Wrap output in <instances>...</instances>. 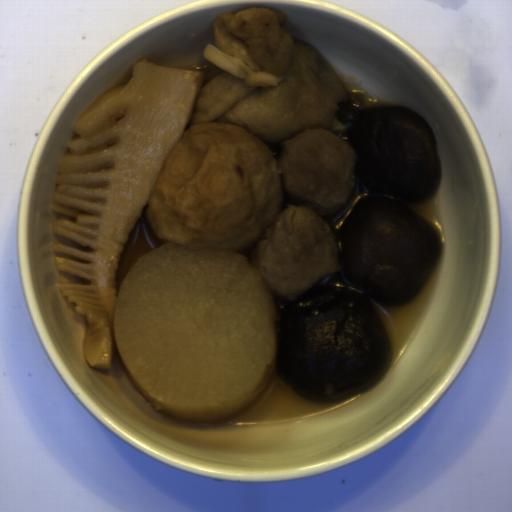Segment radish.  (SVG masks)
<instances>
[{
	"mask_svg": "<svg viewBox=\"0 0 512 512\" xmlns=\"http://www.w3.org/2000/svg\"><path fill=\"white\" fill-rule=\"evenodd\" d=\"M279 314L239 250L169 243L135 262L116 293L113 334L139 394L173 419L218 422L278 371Z\"/></svg>",
	"mask_w": 512,
	"mask_h": 512,
	"instance_id": "1f323893",
	"label": "radish"
}]
</instances>
